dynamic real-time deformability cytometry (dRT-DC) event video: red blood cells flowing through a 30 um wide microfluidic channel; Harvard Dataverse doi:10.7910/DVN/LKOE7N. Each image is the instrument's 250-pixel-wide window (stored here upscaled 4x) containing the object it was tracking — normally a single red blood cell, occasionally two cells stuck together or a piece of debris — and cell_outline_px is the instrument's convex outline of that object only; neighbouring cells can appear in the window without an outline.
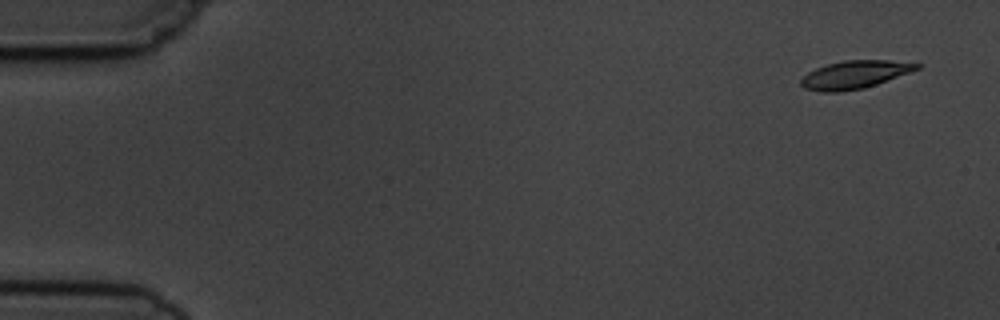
{"species": "common noctule bat (a hibernating species)", "species_latin": "Nyctalus noctula", "temperature_condition": "cold", "stored_images_in_passage": 8, "camera_frame_rate_fps": 3000, "um_per_image_px": 0.085, "animal": {"sex": "male", "body_mass_g": 19.5, "forearm_length_mm": 54.6}, "frame": {"image": 1, "passage_image": 1, "time_ms": 0.0, "image_size_px": [1000, 320], "cell_outline_px": [[920, 68], [876, 84], [864, 88], [840, 92], [824, 92], [804, 88], [800, 84], [800, 80], [808, 72], [816, 68], [828, 64], [844, 60], [888, 60], [920, 64]], "centroid_in_image_um": [72.61, 6.35], "position_along_channel_um": 12.4, "area_um2": 18.61}}
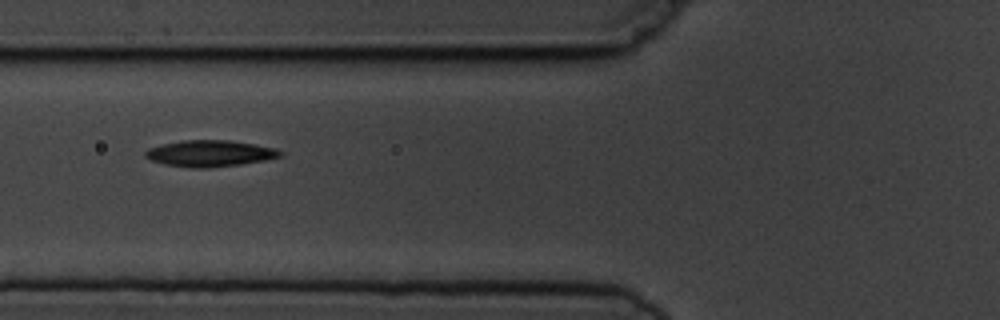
{"frame": {"image": 2, "passage_image": 6, "time_ms": 6.0, "image_size_px": [1000, 320], "cell_outline_px": [[284, 156], [264, 160], [240, 164], [204, 168], [196, 168], [164, 164], [152, 160], [144, 156], [144, 152], [148, 148], [160, 144], [184, 140], [232, 140], [276, 148], [284, 152]], "centroid_in_image_um": [17.86, 13.03], "position_along_channel_um": 107.9, "area_um2": 20.75}}
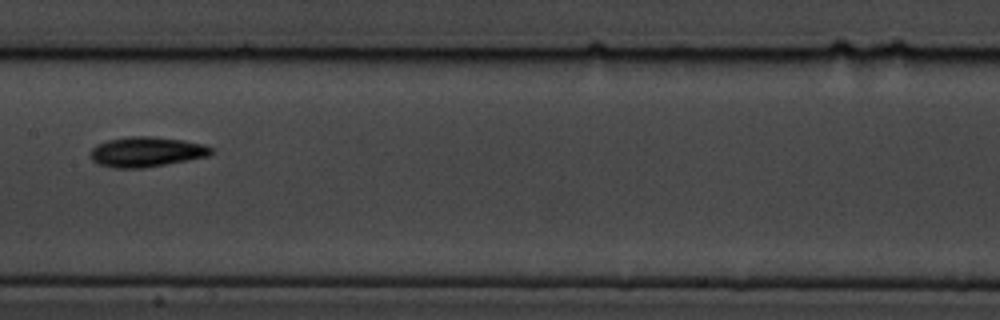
{"frame": {"image": 3, "passage_image": 8, "time_ms": 8.333, "image_size_px": [1000, 320], "cell_outline_px": [[216, 152], [208, 156], [188, 160], [144, 168], [112, 168], [96, 164], [88, 156], [88, 152], [96, 144], [108, 140], [132, 136], [152, 136], [184, 140], [204, 144], [212, 148]], "centroid_in_image_um": [12.42, 12.91], "position_along_channel_um": 195.0, "area_um2": 21.5}}